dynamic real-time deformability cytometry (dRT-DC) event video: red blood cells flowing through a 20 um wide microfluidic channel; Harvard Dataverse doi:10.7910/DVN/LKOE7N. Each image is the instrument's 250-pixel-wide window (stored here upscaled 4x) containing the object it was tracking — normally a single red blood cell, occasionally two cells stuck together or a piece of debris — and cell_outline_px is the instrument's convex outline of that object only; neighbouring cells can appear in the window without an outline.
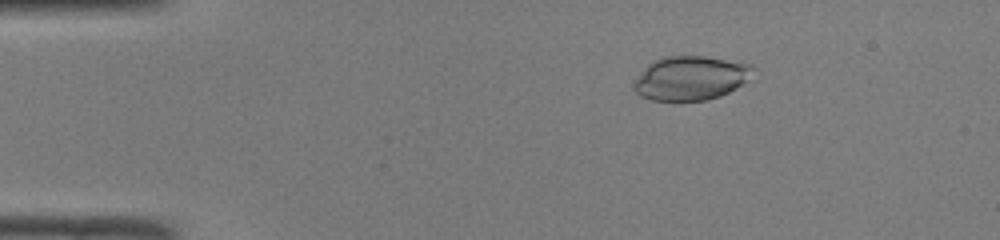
{"species": "common noctule bat (a hibernating species)", "species_latin": "Nyctalus noctula", "temperature_condition": "room temperature", "stored_images_in_passage": 49, "camera_frame_rate_fps": 3000, "um_per_image_px": 0.085, "animal": {"sex": "male", "body_mass_g": 19.0, "forearm_length_mm": 50.8}, "frame": {"image": 1, "passage_image": 8, "time_ms": 2.333, "image_size_px": [1000, 240], "cell_outline_px": [[756, 68], [748, 80], [728, 92], [720, 96], [708, 100], [652, 100], [640, 96], [632, 88], [632, 84], [640, 72], [652, 60], [660, 56], [704, 56], [752, 64]], "centroid_in_image_um": [58.68, 6.62], "position_along_channel_um": 26.3, "area_um2": 30.81}}
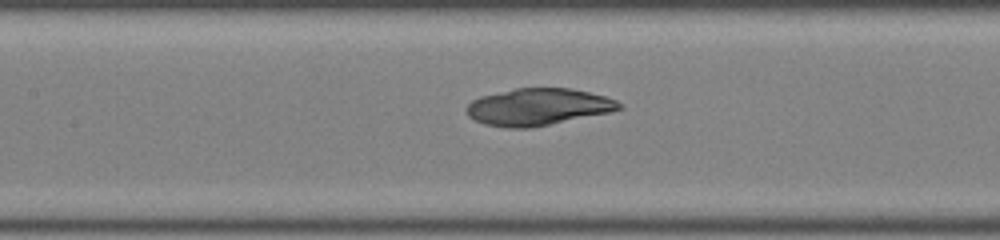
{"frame": {"image": 2, "passage_image": 23, "time_ms": 7.333, "image_size_px": [1000, 240], "cell_outline_px": [[624, 108], [612, 112], [532, 128], [508, 128], [484, 124], [468, 116], [468, 104], [472, 100], [480, 96], [516, 88], [572, 88], [604, 96], [616, 100], [624, 104]], "centroid_in_image_um": [45.79, 9.09], "position_along_channel_um": 161.6, "area_um2": 33.0}}
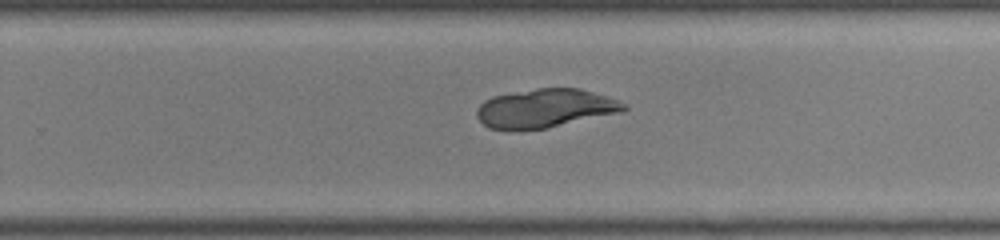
{"frame": {"image": 3, "passage_image": 32, "time_ms": 10.333, "image_size_px": [1000, 240], "cell_outline_px": [[628, 108], [624, 112], [548, 128], [512, 132], [488, 128], [476, 116], [476, 108], [484, 100], [492, 96], [536, 88], [580, 88], [608, 96], [620, 100], [628, 104]], "centroid_in_image_um": [46.36, 9.23], "position_along_channel_um": 283.4, "area_um2": 34.1}}